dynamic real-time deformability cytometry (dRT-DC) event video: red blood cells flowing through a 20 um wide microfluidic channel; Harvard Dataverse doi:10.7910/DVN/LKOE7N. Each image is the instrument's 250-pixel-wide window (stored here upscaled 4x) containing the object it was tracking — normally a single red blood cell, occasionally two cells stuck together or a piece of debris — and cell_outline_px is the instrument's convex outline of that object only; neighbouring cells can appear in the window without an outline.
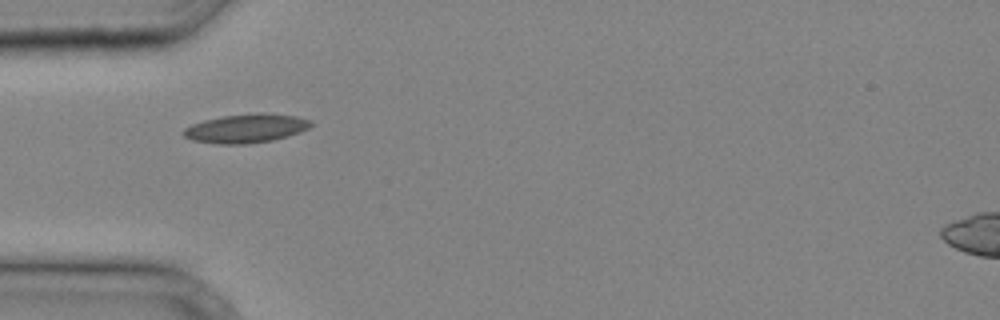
{"species": "common noctule bat (a hibernating species)", "species_latin": "Nyctalus noctula", "temperature_condition": "cold", "stored_images_in_passage": 18, "camera_frame_rate_fps": 3000, "um_per_image_px": 0.085, "animal": {"sex": "male", "body_mass_g": 20.4}, "frame": {"image": 1, "passage_image": 1, "time_ms": 0.0, "image_size_px": [1000, 320], "cell_outline_px": [[312, 124], [308, 128], [300, 132], [288, 136], [272, 140], [248, 144], [216, 144], [192, 140], [184, 136], [180, 132], [184, 128], [192, 124], [204, 120], [224, 116], [260, 112], [296, 116], [312, 120]], "centroid_in_image_um": [20.9, 10.91], "position_along_channel_um": 64.1, "area_um2": 21.5}}